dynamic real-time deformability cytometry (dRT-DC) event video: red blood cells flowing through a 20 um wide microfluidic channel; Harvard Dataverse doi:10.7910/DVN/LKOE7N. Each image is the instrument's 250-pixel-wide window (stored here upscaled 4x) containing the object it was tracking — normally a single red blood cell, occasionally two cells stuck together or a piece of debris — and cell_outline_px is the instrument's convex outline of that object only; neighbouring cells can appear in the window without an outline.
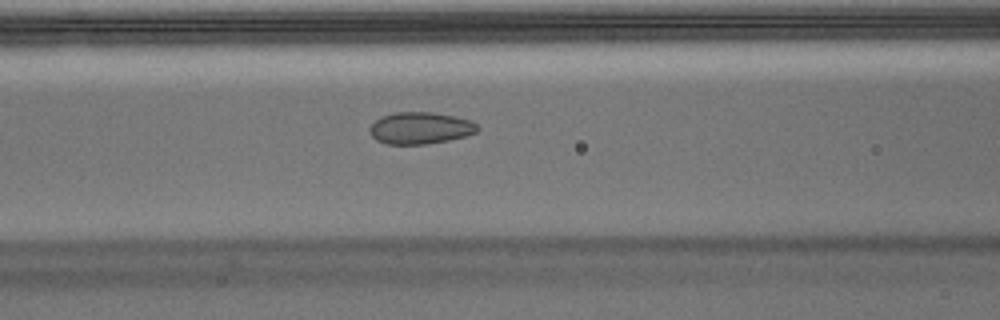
{"species": "Egyptian fruit bat (a non-hibernating species)", "species_latin": "Rousettus aegyptiacus", "temperature_condition": "warm", "stored_images_in_passage": 38, "camera_frame_rate_fps": 3000, "um_per_image_px": 0.085, "animal": {"sex": "male"}, "frame": {"image": 1, "passage_image": 11, "time_ms": 3.333, "image_size_px": [1000, 320], "cell_outline_px": [[480, 128], [476, 132], [464, 136], [448, 140], [428, 144], [388, 144], [376, 140], [372, 136], [368, 128], [380, 116], [396, 112], [432, 112], [456, 116], [472, 120]], "centroid_in_image_um": [35.73, 10.87], "position_along_channel_um": 130.9, "area_um2": 20.11}}
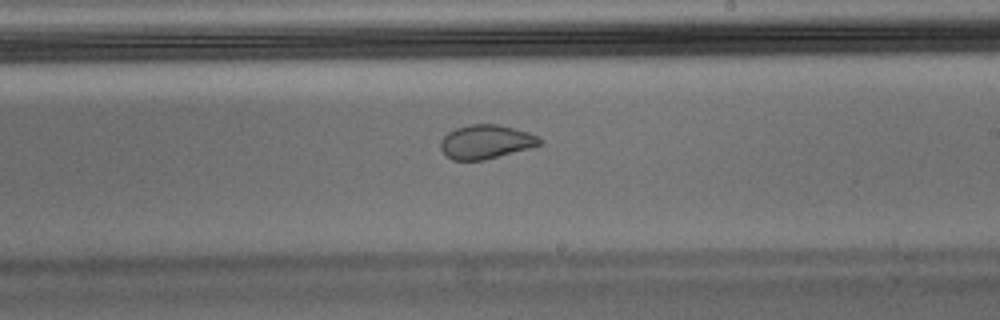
{"frame": {"image": 2, "passage_image": 19, "time_ms": 6.0, "image_size_px": [1000, 320], "cell_outline_px": [[544, 140], [540, 144], [528, 148], [484, 160], [452, 160], [440, 148], [440, 140], [448, 132], [456, 128], [472, 124], [500, 124], [528, 132], [540, 136]], "centroid_in_image_um": [41.31, 12.04], "position_along_channel_um": 247.7, "area_um2": 19.54}}
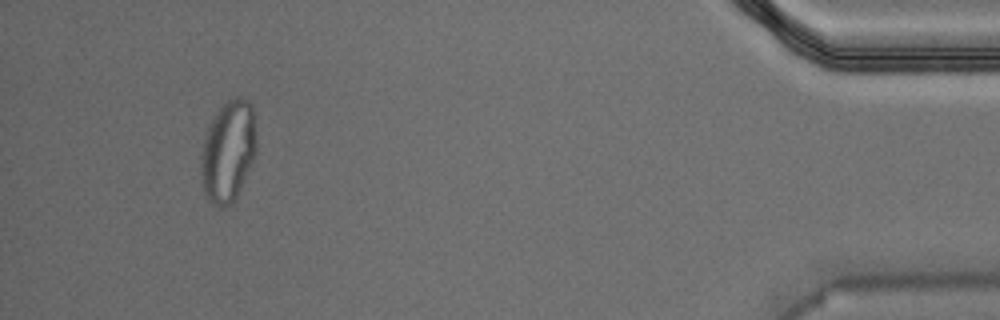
{"frame": {"image": 3, "passage_image": 35, "time_ms": 11.333, "image_size_px": [1000, 320], "cell_outline_px": [[256, 152], [236, 200], [232, 204], [220, 208], [212, 204], [204, 196], [200, 172], [200, 156], [204, 140], [208, 128], [216, 112], [228, 100], [236, 96], [248, 100], [252, 104], [256, 136]], "centroid_in_image_um": [19.38, 12.9], "position_along_channel_um": 415.8, "area_um2": 33.06}}